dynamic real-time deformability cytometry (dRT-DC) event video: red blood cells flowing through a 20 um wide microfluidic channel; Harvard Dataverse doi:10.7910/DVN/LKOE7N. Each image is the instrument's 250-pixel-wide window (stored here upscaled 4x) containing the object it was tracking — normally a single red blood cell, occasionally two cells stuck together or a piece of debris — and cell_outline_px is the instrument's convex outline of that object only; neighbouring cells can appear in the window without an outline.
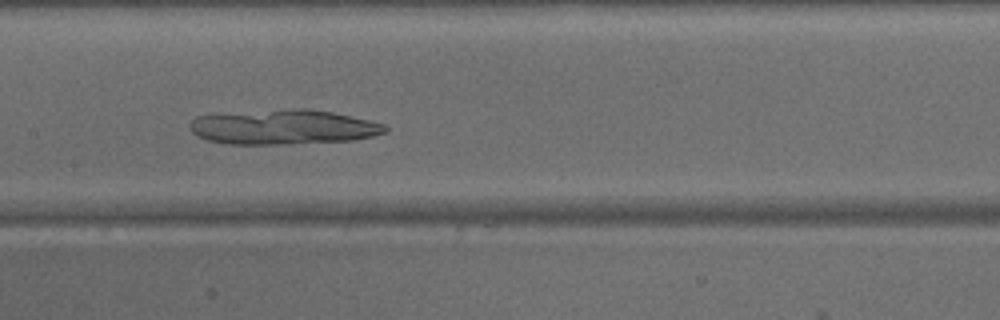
{"species": "common noctule bat (a hibernating species)", "species_latin": "Nyctalus noctula", "temperature_condition": "warm", "stored_images_in_passage": 35, "camera_frame_rate_fps": 3000, "um_per_image_px": 0.085, "animal": {"sex": "male", "body_mass_g": 15.6}, "frame": {"image": 1, "passage_image": 11, "time_ms": 3.333, "image_size_px": [1000, 320], "cell_outline_px": [[388, 132], [372, 136], [352, 140], [276, 144], [228, 144], [208, 140], [196, 136], [188, 128], [188, 124], [196, 116], [292, 108], [308, 108], [332, 112], [368, 120], [384, 124], [388, 128]], "centroid_in_image_um": [24.07, 10.8], "position_along_channel_um": 183.3, "area_um2": 39.36}}
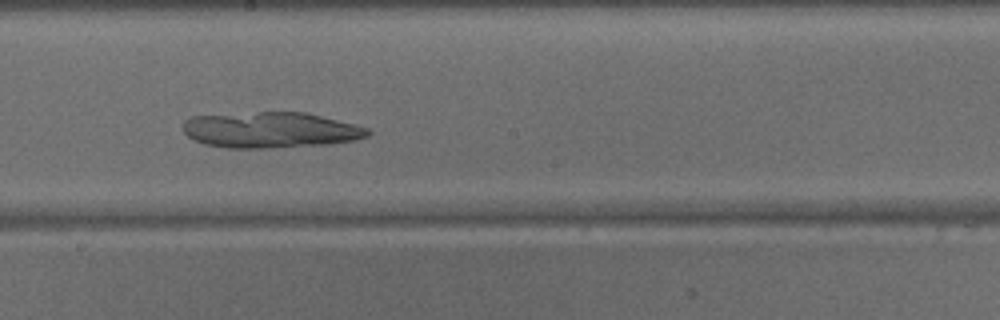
{"frame": {"image": 2, "passage_image": 14, "time_ms": 4.333, "image_size_px": [1000, 320], "cell_outline_px": [[372, 132], [368, 136], [356, 140], [328, 144], [264, 148], [228, 148], [204, 144], [188, 136], [184, 132], [184, 120], [192, 116], [260, 112], [304, 112], [368, 128]], "centroid_in_image_um": [22.99, 11.05], "position_along_channel_um": 225.2, "area_um2": 38.26}}